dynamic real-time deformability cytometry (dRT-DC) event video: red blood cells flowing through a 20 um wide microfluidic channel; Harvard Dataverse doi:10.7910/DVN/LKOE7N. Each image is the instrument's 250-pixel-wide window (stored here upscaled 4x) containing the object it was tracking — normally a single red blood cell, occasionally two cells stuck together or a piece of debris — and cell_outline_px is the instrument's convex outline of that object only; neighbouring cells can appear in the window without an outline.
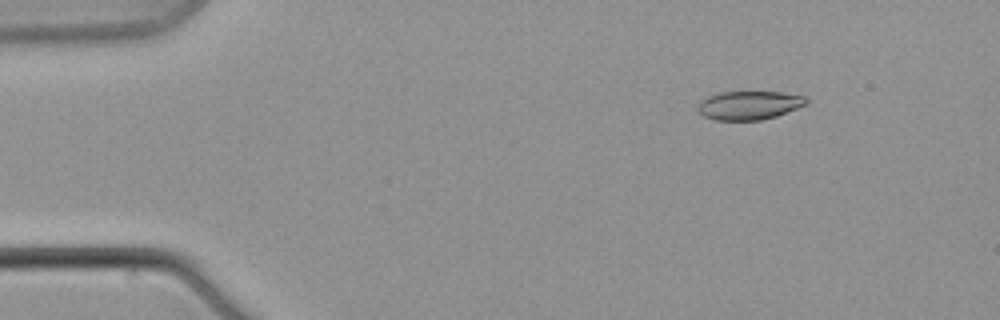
{"species": "common noctule bat (a hibernating species)", "species_latin": "Nyctalus noctula", "temperature_condition": "warm", "stored_images_in_passage": 8, "camera_frame_rate_fps": 3000, "um_per_image_px": 0.085, "animal": {"sex": "male", "body_mass_g": 21.5, "forearm_length_mm": 52.0}, "frame": {"image": 1, "passage_image": 3, "time_ms": 2.333, "image_size_px": [1000, 320], "cell_outline_px": [[808, 104], [776, 116], [760, 120], [712, 120], [704, 116], [700, 112], [700, 100], [708, 96], [720, 92], [780, 92], [804, 96], [808, 100]], "centroid_in_image_um": [63.7, 8.95], "position_along_channel_um": 21.3, "area_um2": 17.98}}
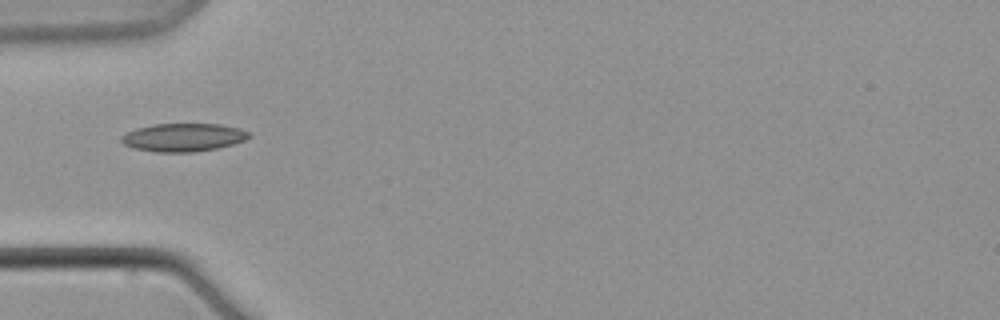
{"frame": {"image": 2, "passage_image": 7, "time_ms": 7.333, "image_size_px": [1000, 320], "cell_outline_px": [[252, 136], [244, 140], [232, 144], [216, 148], [192, 152], [156, 152], [132, 148], [124, 144], [120, 140], [120, 136], [136, 128], [152, 124], [220, 124], [240, 128], [252, 132]], "centroid_in_image_um": [15.59, 11.67], "position_along_channel_um": 69.4, "area_um2": 21.04}}